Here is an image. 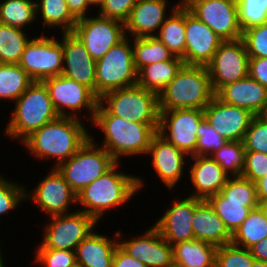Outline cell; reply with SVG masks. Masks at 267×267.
<instances>
[{
    "mask_svg": "<svg viewBox=\"0 0 267 267\" xmlns=\"http://www.w3.org/2000/svg\"><path fill=\"white\" fill-rule=\"evenodd\" d=\"M85 122L72 117H59L33 132L21 143V147L34 159L51 162L54 159L51 168H57L90 138Z\"/></svg>",
    "mask_w": 267,
    "mask_h": 267,
    "instance_id": "obj_1",
    "label": "cell"
},
{
    "mask_svg": "<svg viewBox=\"0 0 267 267\" xmlns=\"http://www.w3.org/2000/svg\"><path fill=\"white\" fill-rule=\"evenodd\" d=\"M121 163H116L104 175L76 194L77 210L89 214L99 222L108 210L111 213L110 209L123 206L133 197L135 198V195L146 186L145 179L141 175L120 171Z\"/></svg>",
    "mask_w": 267,
    "mask_h": 267,
    "instance_id": "obj_2",
    "label": "cell"
},
{
    "mask_svg": "<svg viewBox=\"0 0 267 267\" xmlns=\"http://www.w3.org/2000/svg\"><path fill=\"white\" fill-rule=\"evenodd\" d=\"M90 126L103 132L102 143L94 142L104 148L117 163L124 156H146L151 140L157 133L149 124L127 121L110 114L99 102Z\"/></svg>",
    "mask_w": 267,
    "mask_h": 267,
    "instance_id": "obj_3",
    "label": "cell"
},
{
    "mask_svg": "<svg viewBox=\"0 0 267 267\" xmlns=\"http://www.w3.org/2000/svg\"><path fill=\"white\" fill-rule=\"evenodd\" d=\"M13 104L10 120L4 125L2 133L10 140H19V144L45 124L60 117L43 82L34 81Z\"/></svg>",
    "mask_w": 267,
    "mask_h": 267,
    "instance_id": "obj_4",
    "label": "cell"
},
{
    "mask_svg": "<svg viewBox=\"0 0 267 267\" xmlns=\"http://www.w3.org/2000/svg\"><path fill=\"white\" fill-rule=\"evenodd\" d=\"M215 96L206 66L183 64L158 95L159 111L202 109Z\"/></svg>",
    "mask_w": 267,
    "mask_h": 267,
    "instance_id": "obj_5",
    "label": "cell"
},
{
    "mask_svg": "<svg viewBox=\"0 0 267 267\" xmlns=\"http://www.w3.org/2000/svg\"><path fill=\"white\" fill-rule=\"evenodd\" d=\"M99 103L112 115L131 122L159 125V101L155 92L134 85L103 94Z\"/></svg>",
    "mask_w": 267,
    "mask_h": 267,
    "instance_id": "obj_6",
    "label": "cell"
},
{
    "mask_svg": "<svg viewBox=\"0 0 267 267\" xmlns=\"http://www.w3.org/2000/svg\"><path fill=\"white\" fill-rule=\"evenodd\" d=\"M93 136L90 132V138L83 146L57 167L76 194L117 163L104 148L94 142Z\"/></svg>",
    "mask_w": 267,
    "mask_h": 267,
    "instance_id": "obj_7",
    "label": "cell"
},
{
    "mask_svg": "<svg viewBox=\"0 0 267 267\" xmlns=\"http://www.w3.org/2000/svg\"><path fill=\"white\" fill-rule=\"evenodd\" d=\"M132 38L125 36L96 61V96L137 84Z\"/></svg>",
    "mask_w": 267,
    "mask_h": 267,
    "instance_id": "obj_8",
    "label": "cell"
},
{
    "mask_svg": "<svg viewBox=\"0 0 267 267\" xmlns=\"http://www.w3.org/2000/svg\"><path fill=\"white\" fill-rule=\"evenodd\" d=\"M42 82L47 87L50 99L60 117L89 119L92 123L99 98L88 87L63 75L50 77ZM81 112H85L87 116L81 115Z\"/></svg>",
    "mask_w": 267,
    "mask_h": 267,
    "instance_id": "obj_9",
    "label": "cell"
},
{
    "mask_svg": "<svg viewBox=\"0 0 267 267\" xmlns=\"http://www.w3.org/2000/svg\"><path fill=\"white\" fill-rule=\"evenodd\" d=\"M43 229V239L36 249L75 251L77 245L99 224L92 216L74 208L69 214L50 216Z\"/></svg>",
    "mask_w": 267,
    "mask_h": 267,
    "instance_id": "obj_10",
    "label": "cell"
},
{
    "mask_svg": "<svg viewBox=\"0 0 267 267\" xmlns=\"http://www.w3.org/2000/svg\"><path fill=\"white\" fill-rule=\"evenodd\" d=\"M35 36L26 45L18 65L33 81L42 82L44 79L62 75L63 49L60 39L53 33Z\"/></svg>",
    "mask_w": 267,
    "mask_h": 267,
    "instance_id": "obj_11",
    "label": "cell"
},
{
    "mask_svg": "<svg viewBox=\"0 0 267 267\" xmlns=\"http://www.w3.org/2000/svg\"><path fill=\"white\" fill-rule=\"evenodd\" d=\"M51 169L32 191L25 187V201L31 200L48 217L72 213L71 205L77 204V195L57 168Z\"/></svg>",
    "mask_w": 267,
    "mask_h": 267,
    "instance_id": "obj_12",
    "label": "cell"
},
{
    "mask_svg": "<svg viewBox=\"0 0 267 267\" xmlns=\"http://www.w3.org/2000/svg\"><path fill=\"white\" fill-rule=\"evenodd\" d=\"M204 120L202 109L160 111L157 133L189 157L196 156V132Z\"/></svg>",
    "mask_w": 267,
    "mask_h": 267,
    "instance_id": "obj_13",
    "label": "cell"
},
{
    "mask_svg": "<svg viewBox=\"0 0 267 267\" xmlns=\"http://www.w3.org/2000/svg\"><path fill=\"white\" fill-rule=\"evenodd\" d=\"M206 68L214 93L248 76L249 55L242 38L222 41Z\"/></svg>",
    "mask_w": 267,
    "mask_h": 267,
    "instance_id": "obj_14",
    "label": "cell"
},
{
    "mask_svg": "<svg viewBox=\"0 0 267 267\" xmlns=\"http://www.w3.org/2000/svg\"><path fill=\"white\" fill-rule=\"evenodd\" d=\"M183 5L223 41L242 38L236 0H183Z\"/></svg>",
    "mask_w": 267,
    "mask_h": 267,
    "instance_id": "obj_15",
    "label": "cell"
},
{
    "mask_svg": "<svg viewBox=\"0 0 267 267\" xmlns=\"http://www.w3.org/2000/svg\"><path fill=\"white\" fill-rule=\"evenodd\" d=\"M73 33L95 61L125 37L124 23L98 14L77 19Z\"/></svg>",
    "mask_w": 267,
    "mask_h": 267,
    "instance_id": "obj_16",
    "label": "cell"
},
{
    "mask_svg": "<svg viewBox=\"0 0 267 267\" xmlns=\"http://www.w3.org/2000/svg\"><path fill=\"white\" fill-rule=\"evenodd\" d=\"M120 230L117 231L118 245L131 257L138 259L147 267H172L174 265L172 245L164 240L153 224L142 234L134 237L132 235L131 240L128 237L125 240Z\"/></svg>",
    "mask_w": 267,
    "mask_h": 267,
    "instance_id": "obj_17",
    "label": "cell"
},
{
    "mask_svg": "<svg viewBox=\"0 0 267 267\" xmlns=\"http://www.w3.org/2000/svg\"><path fill=\"white\" fill-rule=\"evenodd\" d=\"M146 155L152 157L149 159L152 160L150 161L153 166L151 168L168 192L174 191L178 182H181L182 178H186L183 176L185 175V167L189 164L188 160L190 159L187 157L189 155L166 141L158 133L153 136Z\"/></svg>",
    "mask_w": 267,
    "mask_h": 267,
    "instance_id": "obj_18",
    "label": "cell"
},
{
    "mask_svg": "<svg viewBox=\"0 0 267 267\" xmlns=\"http://www.w3.org/2000/svg\"><path fill=\"white\" fill-rule=\"evenodd\" d=\"M169 2V0H137L124 22L125 36L130 38L156 36L169 14L178 5L183 4V0L172 5H169Z\"/></svg>",
    "mask_w": 267,
    "mask_h": 267,
    "instance_id": "obj_19",
    "label": "cell"
},
{
    "mask_svg": "<svg viewBox=\"0 0 267 267\" xmlns=\"http://www.w3.org/2000/svg\"><path fill=\"white\" fill-rule=\"evenodd\" d=\"M165 213L153 224L171 245L195 239L191 220L194 208L201 201L192 196L174 198Z\"/></svg>",
    "mask_w": 267,
    "mask_h": 267,
    "instance_id": "obj_20",
    "label": "cell"
},
{
    "mask_svg": "<svg viewBox=\"0 0 267 267\" xmlns=\"http://www.w3.org/2000/svg\"><path fill=\"white\" fill-rule=\"evenodd\" d=\"M60 35L64 58L62 75L88 87L96 95V61L73 32Z\"/></svg>",
    "mask_w": 267,
    "mask_h": 267,
    "instance_id": "obj_21",
    "label": "cell"
},
{
    "mask_svg": "<svg viewBox=\"0 0 267 267\" xmlns=\"http://www.w3.org/2000/svg\"><path fill=\"white\" fill-rule=\"evenodd\" d=\"M254 115L243 108L226 104L216 96L204 108V118L227 141H243Z\"/></svg>",
    "mask_w": 267,
    "mask_h": 267,
    "instance_id": "obj_22",
    "label": "cell"
},
{
    "mask_svg": "<svg viewBox=\"0 0 267 267\" xmlns=\"http://www.w3.org/2000/svg\"><path fill=\"white\" fill-rule=\"evenodd\" d=\"M185 64L206 66L223 41L185 7Z\"/></svg>",
    "mask_w": 267,
    "mask_h": 267,
    "instance_id": "obj_23",
    "label": "cell"
},
{
    "mask_svg": "<svg viewBox=\"0 0 267 267\" xmlns=\"http://www.w3.org/2000/svg\"><path fill=\"white\" fill-rule=\"evenodd\" d=\"M190 162L187 173L193 189L189 196L208 200L226 185L230 176L211 156H190Z\"/></svg>",
    "mask_w": 267,
    "mask_h": 267,
    "instance_id": "obj_24",
    "label": "cell"
},
{
    "mask_svg": "<svg viewBox=\"0 0 267 267\" xmlns=\"http://www.w3.org/2000/svg\"><path fill=\"white\" fill-rule=\"evenodd\" d=\"M215 96L222 102L262 115L267 106V88L249 75L222 86Z\"/></svg>",
    "mask_w": 267,
    "mask_h": 267,
    "instance_id": "obj_25",
    "label": "cell"
},
{
    "mask_svg": "<svg viewBox=\"0 0 267 267\" xmlns=\"http://www.w3.org/2000/svg\"><path fill=\"white\" fill-rule=\"evenodd\" d=\"M114 239L107 234L92 231L75 249L76 263L82 267H112L118 246L117 230Z\"/></svg>",
    "mask_w": 267,
    "mask_h": 267,
    "instance_id": "obj_26",
    "label": "cell"
},
{
    "mask_svg": "<svg viewBox=\"0 0 267 267\" xmlns=\"http://www.w3.org/2000/svg\"><path fill=\"white\" fill-rule=\"evenodd\" d=\"M191 224L196 240L210 243L216 247L232 242V234L208 200H201L196 205Z\"/></svg>",
    "mask_w": 267,
    "mask_h": 267,
    "instance_id": "obj_27",
    "label": "cell"
},
{
    "mask_svg": "<svg viewBox=\"0 0 267 267\" xmlns=\"http://www.w3.org/2000/svg\"><path fill=\"white\" fill-rule=\"evenodd\" d=\"M173 263L177 267H215V245L192 239L172 245Z\"/></svg>",
    "mask_w": 267,
    "mask_h": 267,
    "instance_id": "obj_28",
    "label": "cell"
},
{
    "mask_svg": "<svg viewBox=\"0 0 267 267\" xmlns=\"http://www.w3.org/2000/svg\"><path fill=\"white\" fill-rule=\"evenodd\" d=\"M183 64V60L176 56L169 61L149 64L137 72V85L159 95Z\"/></svg>",
    "mask_w": 267,
    "mask_h": 267,
    "instance_id": "obj_29",
    "label": "cell"
},
{
    "mask_svg": "<svg viewBox=\"0 0 267 267\" xmlns=\"http://www.w3.org/2000/svg\"><path fill=\"white\" fill-rule=\"evenodd\" d=\"M156 37L169 49L173 56L185 64V6L178 5L166 18Z\"/></svg>",
    "mask_w": 267,
    "mask_h": 267,
    "instance_id": "obj_30",
    "label": "cell"
},
{
    "mask_svg": "<svg viewBox=\"0 0 267 267\" xmlns=\"http://www.w3.org/2000/svg\"><path fill=\"white\" fill-rule=\"evenodd\" d=\"M36 18L43 22L44 27L52 30L61 29L62 33L73 32L77 19L71 14L67 7L66 0H35Z\"/></svg>",
    "mask_w": 267,
    "mask_h": 267,
    "instance_id": "obj_31",
    "label": "cell"
},
{
    "mask_svg": "<svg viewBox=\"0 0 267 267\" xmlns=\"http://www.w3.org/2000/svg\"><path fill=\"white\" fill-rule=\"evenodd\" d=\"M208 201L232 235L248 217L250 211L259 206V202L228 201L220 192L210 197Z\"/></svg>",
    "mask_w": 267,
    "mask_h": 267,
    "instance_id": "obj_32",
    "label": "cell"
},
{
    "mask_svg": "<svg viewBox=\"0 0 267 267\" xmlns=\"http://www.w3.org/2000/svg\"><path fill=\"white\" fill-rule=\"evenodd\" d=\"M132 46L134 67L137 72L149 64L169 61L174 57L156 36L132 38Z\"/></svg>",
    "mask_w": 267,
    "mask_h": 267,
    "instance_id": "obj_33",
    "label": "cell"
},
{
    "mask_svg": "<svg viewBox=\"0 0 267 267\" xmlns=\"http://www.w3.org/2000/svg\"><path fill=\"white\" fill-rule=\"evenodd\" d=\"M33 82L18 64H0V100L13 104Z\"/></svg>",
    "mask_w": 267,
    "mask_h": 267,
    "instance_id": "obj_34",
    "label": "cell"
},
{
    "mask_svg": "<svg viewBox=\"0 0 267 267\" xmlns=\"http://www.w3.org/2000/svg\"><path fill=\"white\" fill-rule=\"evenodd\" d=\"M26 31L0 23V64L19 63L26 45L33 38Z\"/></svg>",
    "mask_w": 267,
    "mask_h": 267,
    "instance_id": "obj_35",
    "label": "cell"
},
{
    "mask_svg": "<svg viewBox=\"0 0 267 267\" xmlns=\"http://www.w3.org/2000/svg\"><path fill=\"white\" fill-rule=\"evenodd\" d=\"M36 19L35 0H0L1 24L29 30L27 26Z\"/></svg>",
    "mask_w": 267,
    "mask_h": 267,
    "instance_id": "obj_36",
    "label": "cell"
},
{
    "mask_svg": "<svg viewBox=\"0 0 267 267\" xmlns=\"http://www.w3.org/2000/svg\"><path fill=\"white\" fill-rule=\"evenodd\" d=\"M267 237V220L259 207L252 209L248 217L232 235V244L249 249Z\"/></svg>",
    "mask_w": 267,
    "mask_h": 267,
    "instance_id": "obj_37",
    "label": "cell"
},
{
    "mask_svg": "<svg viewBox=\"0 0 267 267\" xmlns=\"http://www.w3.org/2000/svg\"><path fill=\"white\" fill-rule=\"evenodd\" d=\"M245 152L243 141H227L210 156L233 177L242 175Z\"/></svg>",
    "mask_w": 267,
    "mask_h": 267,
    "instance_id": "obj_38",
    "label": "cell"
},
{
    "mask_svg": "<svg viewBox=\"0 0 267 267\" xmlns=\"http://www.w3.org/2000/svg\"><path fill=\"white\" fill-rule=\"evenodd\" d=\"M238 22L242 32L267 23V0H236Z\"/></svg>",
    "mask_w": 267,
    "mask_h": 267,
    "instance_id": "obj_39",
    "label": "cell"
},
{
    "mask_svg": "<svg viewBox=\"0 0 267 267\" xmlns=\"http://www.w3.org/2000/svg\"><path fill=\"white\" fill-rule=\"evenodd\" d=\"M4 176L0 172V216L8 215L9 212L18 209V207L20 208L22 202H26V185L19 184L18 181H12L9 177Z\"/></svg>",
    "mask_w": 267,
    "mask_h": 267,
    "instance_id": "obj_40",
    "label": "cell"
},
{
    "mask_svg": "<svg viewBox=\"0 0 267 267\" xmlns=\"http://www.w3.org/2000/svg\"><path fill=\"white\" fill-rule=\"evenodd\" d=\"M254 260L249 249L230 243L217 247L215 267H252Z\"/></svg>",
    "mask_w": 267,
    "mask_h": 267,
    "instance_id": "obj_41",
    "label": "cell"
},
{
    "mask_svg": "<svg viewBox=\"0 0 267 267\" xmlns=\"http://www.w3.org/2000/svg\"><path fill=\"white\" fill-rule=\"evenodd\" d=\"M220 193L228 201L259 202L255 183L242 176L229 177Z\"/></svg>",
    "mask_w": 267,
    "mask_h": 267,
    "instance_id": "obj_42",
    "label": "cell"
},
{
    "mask_svg": "<svg viewBox=\"0 0 267 267\" xmlns=\"http://www.w3.org/2000/svg\"><path fill=\"white\" fill-rule=\"evenodd\" d=\"M245 151L267 154V119L263 115L254 116L243 139Z\"/></svg>",
    "mask_w": 267,
    "mask_h": 267,
    "instance_id": "obj_43",
    "label": "cell"
},
{
    "mask_svg": "<svg viewBox=\"0 0 267 267\" xmlns=\"http://www.w3.org/2000/svg\"><path fill=\"white\" fill-rule=\"evenodd\" d=\"M242 40L249 58H267V23L244 30Z\"/></svg>",
    "mask_w": 267,
    "mask_h": 267,
    "instance_id": "obj_44",
    "label": "cell"
},
{
    "mask_svg": "<svg viewBox=\"0 0 267 267\" xmlns=\"http://www.w3.org/2000/svg\"><path fill=\"white\" fill-rule=\"evenodd\" d=\"M196 156H210L221 148L227 140L216 132L212 125L203 121L197 129Z\"/></svg>",
    "mask_w": 267,
    "mask_h": 267,
    "instance_id": "obj_45",
    "label": "cell"
},
{
    "mask_svg": "<svg viewBox=\"0 0 267 267\" xmlns=\"http://www.w3.org/2000/svg\"><path fill=\"white\" fill-rule=\"evenodd\" d=\"M33 262L41 267H72L76 264L75 251L64 249H36Z\"/></svg>",
    "mask_w": 267,
    "mask_h": 267,
    "instance_id": "obj_46",
    "label": "cell"
},
{
    "mask_svg": "<svg viewBox=\"0 0 267 267\" xmlns=\"http://www.w3.org/2000/svg\"><path fill=\"white\" fill-rule=\"evenodd\" d=\"M267 175V154L262 152L246 151L242 177L252 182Z\"/></svg>",
    "mask_w": 267,
    "mask_h": 267,
    "instance_id": "obj_47",
    "label": "cell"
},
{
    "mask_svg": "<svg viewBox=\"0 0 267 267\" xmlns=\"http://www.w3.org/2000/svg\"><path fill=\"white\" fill-rule=\"evenodd\" d=\"M136 3L137 0H104L95 15L124 23Z\"/></svg>",
    "mask_w": 267,
    "mask_h": 267,
    "instance_id": "obj_48",
    "label": "cell"
},
{
    "mask_svg": "<svg viewBox=\"0 0 267 267\" xmlns=\"http://www.w3.org/2000/svg\"><path fill=\"white\" fill-rule=\"evenodd\" d=\"M248 75L267 88V58H249Z\"/></svg>",
    "mask_w": 267,
    "mask_h": 267,
    "instance_id": "obj_49",
    "label": "cell"
},
{
    "mask_svg": "<svg viewBox=\"0 0 267 267\" xmlns=\"http://www.w3.org/2000/svg\"><path fill=\"white\" fill-rule=\"evenodd\" d=\"M112 267H147L138 259L131 257L119 245L115 249Z\"/></svg>",
    "mask_w": 267,
    "mask_h": 267,
    "instance_id": "obj_50",
    "label": "cell"
},
{
    "mask_svg": "<svg viewBox=\"0 0 267 267\" xmlns=\"http://www.w3.org/2000/svg\"><path fill=\"white\" fill-rule=\"evenodd\" d=\"M66 3L69 11L76 19L87 17L90 15L89 10H92V6L87 0H66Z\"/></svg>",
    "mask_w": 267,
    "mask_h": 267,
    "instance_id": "obj_51",
    "label": "cell"
},
{
    "mask_svg": "<svg viewBox=\"0 0 267 267\" xmlns=\"http://www.w3.org/2000/svg\"><path fill=\"white\" fill-rule=\"evenodd\" d=\"M251 255L261 262H267V237L249 248Z\"/></svg>",
    "mask_w": 267,
    "mask_h": 267,
    "instance_id": "obj_52",
    "label": "cell"
},
{
    "mask_svg": "<svg viewBox=\"0 0 267 267\" xmlns=\"http://www.w3.org/2000/svg\"><path fill=\"white\" fill-rule=\"evenodd\" d=\"M259 203L267 202V175L255 182Z\"/></svg>",
    "mask_w": 267,
    "mask_h": 267,
    "instance_id": "obj_53",
    "label": "cell"
},
{
    "mask_svg": "<svg viewBox=\"0 0 267 267\" xmlns=\"http://www.w3.org/2000/svg\"><path fill=\"white\" fill-rule=\"evenodd\" d=\"M88 1V3L95 9V7L96 8H98L99 9V7L103 4V1L104 0H87Z\"/></svg>",
    "mask_w": 267,
    "mask_h": 267,
    "instance_id": "obj_54",
    "label": "cell"
},
{
    "mask_svg": "<svg viewBox=\"0 0 267 267\" xmlns=\"http://www.w3.org/2000/svg\"><path fill=\"white\" fill-rule=\"evenodd\" d=\"M258 207L261 209L265 219L267 220V202L259 203Z\"/></svg>",
    "mask_w": 267,
    "mask_h": 267,
    "instance_id": "obj_55",
    "label": "cell"
},
{
    "mask_svg": "<svg viewBox=\"0 0 267 267\" xmlns=\"http://www.w3.org/2000/svg\"><path fill=\"white\" fill-rule=\"evenodd\" d=\"M252 267H267V262H261L259 260H254Z\"/></svg>",
    "mask_w": 267,
    "mask_h": 267,
    "instance_id": "obj_56",
    "label": "cell"
},
{
    "mask_svg": "<svg viewBox=\"0 0 267 267\" xmlns=\"http://www.w3.org/2000/svg\"><path fill=\"white\" fill-rule=\"evenodd\" d=\"M1 241V239H0ZM1 242H0V267H5L6 262L4 261V253L2 252L1 248ZM5 263V264H4Z\"/></svg>",
    "mask_w": 267,
    "mask_h": 267,
    "instance_id": "obj_57",
    "label": "cell"
},
{
    "mask_svg": "<svg viewBox=\"0 0 267 267\" xmlns=\"http://www.w3.org/2000/svg\"><path fill=\"white\" fill-rule=\"evenodd\" d=\"M262 115L267 119V106H266V109Z\"/></svg>",
    "mask_w": 267,
    "mask_h": 267,
    "instance_id": "obj_58",
    "label": "cell"
},
{
    "mask_svg": "<svg viewBox=\"0 0 267 267\" xmlns=\"http://www.w3.org/2000/svg\"><path fill=\"white\" fill-rule=\"evenodd\" d=\"M72 267H82V266L76 263V264H75L74 266H72Z\"/></svg>",
    "mask_w": 267,
    "mask_h": 267,
    "instance_id": "obj_59",
    "label": "cell"
}]
</instances>
